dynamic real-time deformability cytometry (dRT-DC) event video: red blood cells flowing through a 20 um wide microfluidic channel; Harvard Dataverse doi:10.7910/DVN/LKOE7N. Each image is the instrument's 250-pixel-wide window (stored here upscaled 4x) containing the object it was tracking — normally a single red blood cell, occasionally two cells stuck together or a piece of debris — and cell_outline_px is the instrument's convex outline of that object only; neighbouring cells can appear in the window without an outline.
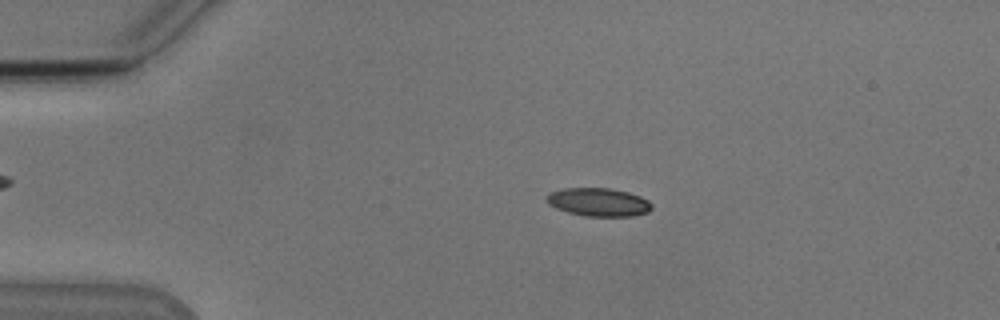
{"species": "Egyptian fruit bat (a non-hibernating species)", "species_latin": "Rousettus aegyptiacus", "temperature_condition": "cold", "stored_images_in_passage": 45, "camera_frame_rate_fps": 3000, "um_per_image_px": 0.085, "animal": {"sex": "male"}, "frame": {"image": 1, "passage_image": 3, "time_ms": 0.667, "image_size_px": [1000, 320], "cell_outline_px": [[652, 208], [648, 212], [632, 216], [584, 216], [568, 212], [556, 208], [548, 204], [544, 200], [544, 196], [548, 192], [564, 188], [612, 188], [628, 192], [640, 196], [648, 200], [652, 204]], "centroid_in_image_um": [50.83, 17.17], "position_along_channel_um": 34.2, "area_um2": 17.57}}
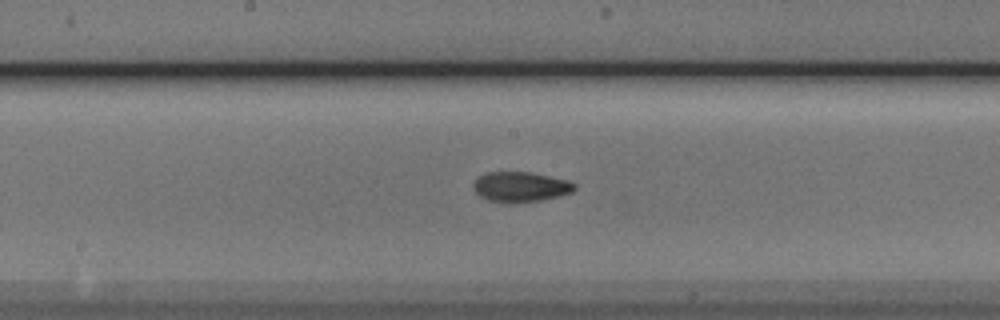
{"frame": {"image": 2, "passage_image": 20, "time_ms": 6.333, "image_size_px": [1000, 320], "cell_outline_px": [[576, 188], [572, 192], [560, 196], [544, 200], [508, 204], [488, 200], [480, 196], [472, 188], [472, 184], [480, 176], [488, 172], [532, 172], [568, 180], [576, 184]], "centroid_in_image_um": [44.26, 15.9], "position_along_channel_um": 203.9, "area_um2": 18.03}}
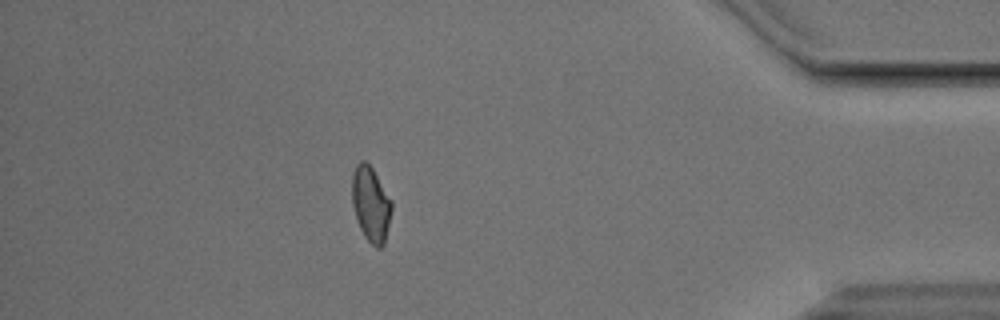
{"frame": {"image": 3, "passage_image": 39, "time_ms": 12.667, "image_size_px": [1000, 320], "cell_outline_px": [[392, 208], [384, 244], [380, 248], [376, 248], [364, 236], [360, 228], [352, 204], [352, 172], [356, 164], [360, 160], [364, 160], [372, 168], [392, 200]], "centroid_in_image_um": [31.51, 17.32], "position_along_channel_um": 403.7, "area_um2": 17.28}, "authors_computed_cell_mechanics": {"area_um2": 17.2822, "velocity_mm_per_s": 3.8226, "shape_relaxation_time_tau1_ms": 3.1561, "shape_relaxation_time_tau2_ms": 2.7466, "deformation_change_tau1": 0.1269, "deformation_change_tau2": 0.0759}}